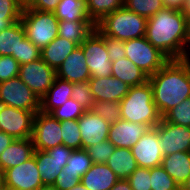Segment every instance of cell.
Wrapping results in <instances>:
<instances>
[{
  "label": "cell",
  "mask_w": 190,
  "mask_h": 190,
  "mask_svg": "<svg viewBox=\"0 0 190 190\" xmlns=\"http://www.w3.org/2000/svg\"><path fill=\"white\" fill-rule=\"evenodd\" d=\"M145 38L170 60L187 58L186 16L164 8L148 18Z\"/></svg>",
  "instance_id": "1"
},
{
  "label": "cell",
  "mask_w": 190,
  "mask_h": 190,
  "mask_svg": "<svg viewBox=\"0 0 190 190\" xmlns=\"http://www.w3.org/2000/svg\"><path fill=\"white\" fill-rule=\"evenodd\" d=\"M153 90V102L161 116L190 98V56L169 60L148 79Z\"/></svg>",
  "instance_id": "2"
},
{
  "label": "cell",
  "mask_w": 190,
  "mask_h": 190,
  "mask_svg": "<svg viewBox=\"0 0 190 190\" xmlns=\"http://www.w3.org/2000/svg\"><path fill=\"white\" fill-rule=\"evenodd\" d=\"M121 119L145 124L155 128L162 119L156 104L153 102V90L146 83L130 87L128 94L120 101Z\"/></svg>",
  "instance_id": "3"
},
{
  "label": "cell",
  "mask_w": 190,
  "mask_h": 190,
  "mask_svg": "<svg viewBox=\"0 0 190 190\" xmlns=\"http://www.w3.org/2000/svg\"><path fill=\"white\" fill-rule=\"evenodd\" d=\"M147 20L123 6L104 16L95 26L104 35L126 41L145 36Z\"/></svg>",
  "instance_id": "4"
},
{
  "label": "cell",
  "mask_w": 190,
  "mask_h": 190,
  "mask_svg": "<svg viewBox=\"0 0 190 190\" xmlns=\"http://www.w3.org/2000/svg\"><path fill=\"white\" fill-rule=\"evenodd\" d=\"M26 37L40 50L58 36L59 20L54 12L24 8L20 19Z\"/></svg>",
  "instance_id": "5"
},
{
  "label": "cell",
  "mask_w": 190,
  "mask_h": 190,
  "mask_svg": "<svg viewBox=\"0 0 190 190\" xmlns=\"http://www.w3.org/2000/svg\"><path fill=\"white\" fill-rule=\"evenodd\" d=\"M126 58L151 76L161 69L170 59L155 48L145 36L124 41Z\"/></svg>",
  "instance_id": "6"
},
{
  "label": "cell",
  "mask_w": 190,
  "mask_h": 190,
  "mask_svg": "<svg viewBox=\"0 0 190 190\" xmlns=\"http://www.w3.org/2000/svg\"><path fill=\"white\" fill-rule=\"evenodd\" d=\"M0 104L26 111H40V99L19 77L0 83Z\"/></svg>",
  "instance_id": "7"
},
{
  "label": "cell",
  "mask_w": 190,
  "mask_h": 190,
  "mask_svg": "<svg viewBox=\"0 0 190 190\" xmlns=\"http://www.w3.org/2000/svg\"><path fill=\"white\" fill-rule=\"evenodd\" d=\"M80 46L86 57L91 77L103 78L112 74V62L109 59L104 39L96 30Z\"/></svg>",
  "instance_id": "8"
},
{
  "label": "cell",
  "mask_w": 190,
  "mask_h": 190,
  "mask_svg": "<svg viewBox=\"0 0 190 190\" xmlns=\"http://www.w3.org/2000/svg\"><path fill=\"white\" fill-rule=\"evenodd\" d=\"M38 111H26L0 104L1 131L14 139H29L33 134V120Z\"/></svg>",
  "instance_id": "9"
},
{
  "label": "cell",
  "mask_w": 190,
  "mask_h": 190,
  "mask_svg": "<svg viewBox=\"0 0 190 190\" xmlns=\"http://www.w3.org/2000/svg\"><path fill=\"white\" fill-rule=\"evenodd\" d=\"M73 150L65 145H58L46 151L34 150L36 165L43 185H53L58 174L66 166Z\"/></svg>",
  "instance_id": "10"
},
{
  "label": "cell",
  "mask_w": 190,
  "mask_h": 190,
  "mask_svg": "<svg viewBox=\"0 0 190 190\" xmlns=\"http://www.w3.org/2000/svg\"><path fill=\"white\" fill-rule=\"evenodd\" d=\"M32 141L34 150L39 151L62 145L61 121L48 113L38 111L33 120Z\"/></svg>",
  "instance_id": "11"
},
{
  "label": "cell",
  "mask_w": 190,
  "mask_h": 190,
  "mask_svg": "<svg viewBox=\"0 0 190 190\" xmlns=\"http://www.w3.org/2000/svg\"><path fill=\"white\" fill-rule=\"evenodd\" d=\"M18 77L41 99L52 87L56 78V70L39 58L20 65Z\"/></svg>",
  "instance_id": "12"
},
{
  "label": "cell",
  "mask_w": 190,
  "mask_h": 190,
  "mask_svg": "<svg viewBox=\"0 0 190 190\" xmlns=\"http://www.w3.org/2000/svg\"><path fill=\"white\" fill-rule=\"evenodd\" d=\"M3 175L5 190H38L43 185L34 155L24 163L7 169Z\"/></svg>",
  "instance_id": "13"
},
{
  "label": "cell",
  "mask_w": 190,
  "mask_h": 190,
  "mask_svg": "<svg viewBox=\"0 0 190 190\" xmlns=\"http://www.w3.org/2000/svg\"><path fill=\"white\" fill-rule=\"evenodd\" d=\"M164 156L190 151V127L179 126L161 119L155 127Z\"/></svg>",
  "instance_id": "14"
},
{
  "label": "cell",
  "mask_w": 190,
  "mask_h": 190,
  "mask_svg": "<svg viewBox=\"0 0 190 190\" xmlns=\"http://www.w3.org/2000/svg\"><path fill=\"white\" fill-rule=\"evenodd\" d=\"M131 152L138 167L150 169L161 166L164 155L158 131L155 128H150L131 148Z\"/></svg>",
  "instance_id": "15"
},
{
  "label": "cell",
  "mask_w": 190,
  "mask_h": 190,
  "mask_svg": "<svg viewBox=\"0 0 190 190\" xmlns=\"http://www.w3.org/2000/svg\"><path fill=\"white\" fill-rule=\"evenodd\" d=\"M82 138V149H88L96 143L108 139L110 124L92 110H86L78 119Z\"/></svg>",
  "instance_id": "16"
},
{
  "label": "cell",
  "mask_w": 190,
  "mask_h": 190,
  "mask_svg": "<svg viewBox=\"0 0 190 190\" xmlns=\"http://www.w3.org/2000/svg\"><path fill=\"white\" fill-rule=\"evenodd\" d=\"M149 129L145 124L120 119L110 125L108 140L115 147L131 149Z\"/></svg>",
  "instance_id": "17"
},
{
  "label": "cell",
  "mask_w": 190,
  "mask_h": 190,
  "mask_svg": "<svg viewBox=\"0 0 190 190\" xmlns=\"http://www.w3.org/2000/svg\"><path fill=\"white\" fill-rule=\"evenodd\" d=\"M94 101L120 102L129 92V85L112 75L108 77H91L88 80Z\"/></svg>",
  "instance_id": "18"
},
{
  "label": "cell",
  "mask_w": 190,
  "mask_h": 190,
  "mask_svg": "<svg viewBox=\"0 0 190 190\" xmlns=\"http://www.w3.org/2000/svg\"><path fill=\"white\" fill-rule=\"evenodd\" d=\"M56 77L71 83L87 82L91 74L81 46H78L56 70Z\"/></svg>",
  "instance_id": "19"
},
{
  "label": "cell",
  "mask_w": 190,
  "mask_h": 190,
  "mask_svg": "<svg viewBox=\"0 0 190 190\" xmlns=\"http://www.w3.org/2000/svg\"><path fill=\"white\" fill-rule=\"evenodd\" d=\"M34 145L32 138L15 139L0 154V171L5 172L7 169L24 163L33 156Z\"/></svg>",
  "instance_id": "20"
},
{
  "label": "cell",
  "mask_w": 190,
  "mask_h": 190,
  "mask_svg": "<svg viewBox=\"0 0 190 190\" xmlns=\"http://www.w3.org/2000/svg\"><path fill=\"white\" fill-rule=\"evenodd\" d=\"M118 180L106 163H93L80 182L89 190H110Z\"/></svg>",
  "instance_id": "21"
},
{
  "label": "cell",
  "mask_w": 190,
  "mask_h": 190,
  "mask_svg": "<svg viewBox=\"0 0 190 190\" xmlns=\"http://www.w3.org/2000/svg\"><path fill=\"white\" fill-rule=\"evenodd\" d=\"M73 83L55 78L52 87L40 99V111L50 114L54 109L64 105L72 98Z\"/></svg>",
  "instance_id": "22"
},
{
  "label": "cell",
  "mask_w": 190,
  "mask_h": 190,
  "mask_svg": "<svg viewBox=\"0 0 190 190\" xmlns=\"http://www.w3.org/2000/svg\"><path fill=\"white\" fill-rule=\"evenodd\" d=\"M77 47L78 45L76 43L57 36L41 50V58L48 66L57 70Z\"/></svg>",
  "instance_id": "23"
},
{
  "label": "cell",
  "mask_w": 190,
  "mask_h": 190,
  "mask_svg": "<svg viewBox=\"0 0 190 190\" xmlns=\"http://www.w3.org/2000/svg\"><path fill=\"white\" fill-rule=\"evenodd\" d=\"M161 166L181 187L190 175V151L164 156Z\"/></svg>",
  "instance_id": "24"
},
{
  "label": "cell",
  "mask_w": 190,
  "mask_h": 190,
  "mask_svg": "<svg viewBox=\"0 0 190 190\" xmlns=\"http://www.w3.org/2000/svg\"><path fill=\"white\" fill-rule=\"evenodd\" d=\"M111 75L129 85V87L142 85L149 79L147 74L126 57L112 62Z\"/></svg>",
  "instance_id": "25"
},
{
  "label": "cell",
  "mask_w": 190,
  "mask_h": 190,
  "mask_svg": "<svg viewBox=\"0 0 190 190\" xmlns=\"http://www.w3.org/2000/svg\"><path fill=\"white\" fill-rule=\"evenodd\" d=\"M94 30L95 24L91 20H59L58 36L80 46Z\"/></svg>",
  "instance_id": "26"
},
{
  "label": "cell",
  "mask_w": 190,
  "mask_h": 190,
  "mask_svg": "<svg viewBox=\"0 0 190 190\" xmlns=\"http://www.w3.org/2000/svg\"><path fill=\"white\" fill-rule=\"evenodd\" d=\"M26 38L21 21L0 32V56H12L18 62V48Z\"/></svg>",
  "instance_id": "27"
},
{
  "label": "cell",
  "mask_w": 190,
  "mask_h": 190,
  "mask_svg": "<svg viewBox=\"0 0 190 190\" xmlns=\"http://www.w3.org/2000/svg\"><path fill=\"white\" fill-rule=\"evenodd\" d=\"M106 164L119 179H127L137 168L131 149L116 147Z\"/></svg>",
  "instance_id": "28"
},
{
  "label": "cell",
  "mask_w": 190,
  "mask_h": 190,
  "mask_svg": "<svg viewBox=\"0 0 190 190\" xmlns=\"http://www.w3.org/2000/svg\"><path fill=\"white\" fill-rule=\"evenodd\" d=\"M54 14L58 20H91L86 11L85 0H60Z\"/></svg>",
  "instance_id": "29"
},
{
  "label": "cell",
  "mask_w": 190,
  "mask_h": 190,
  "mask_svg": "<svg viewBox=\"0 0 190 190\" xmlns=\"http://www.w3.org/2000/svg\"><path fill=\"white\" fill-rule=\"evenodd\" d=\"M85 3L88 17L94 24L124 6V0H85Z\"/></svg>",
  "instance_id": "30"
},
{
  "label": "cell",
  "mask_w": 190,
  "mask_h": 190,
  "mask_svg": "<svg viewBox=\"0 0 190 190\" xmlns=\"http://www.w3.org/2000/svg\"><path fill=\"white\" fill-rule=\"evenodd\" d=\"M93 162L86 149L73 150L63 171L71 172L79 180L91 168Z\"/></svg>",
  "instance_id": "31"
},
{
  "label": "cell",
  "mask_w": 190,
  "mask_h": 190,
  "mask_svg": "<svg viewBox=\"0 0 190 190\" xmlns=\"http://www.w3.org/2000/svg\"><path fill=\"white\" fill-rule=\"evenodd\" d=\"M22 11L17 0H0V32L19 21Z\"/></svg>",
  "instance_id": "32"
},
{
  "label": "cell",
  "mask_w": 190,
  "mask_h": 190,
  "mask_svg": "<svg viewBox=\"0 0 190 190\" xmlns=\"http://www.w3.org/2000/svg\"><path fill=\"white\" fill-rule=\"evenodd\" d=\"M62 145L72 150L82 149L78 120L61 121Z\"/></svg>",
  "instance_id": "33"
},
{
  "label": "cell",
  "mask_w": 190,
  "mask_h": 190,
  "mask_svg": "<svg viewBox=\"0 0 190 190\" xmlns=\"http://www.w3.org/2000/svg\"><path fill=\"white\" fill-rule=\"evenodd\" d=\"M124 6L147 19L165 8L162 0H124Z\"/></svg>",
  "instance_id": "34"
},
{
  "label": "cell",
  "mask_w": 190,
  "mask_h": 190,
  "mask_svg": "<svg viewBox=\"0 0 190 190\" xmlns=\"http://www.w3.org/2000/svg\"><path fill=\"white\" fill-rule=\"evenodd\" d=\"M162 119L175 125L190 127V98L168 110Z\"/></svg>",
  "instance_id": "35"
},
{
  "label": "cell",
  "mask_w": 190,
  "mask_h": 190,
  "mask_svg": "<svg viewBox=\"0 0 190 190\" xmlns=\"http://www.w3.org/2000/svg\"><path fill=\"white\" fill-rule=\"evenodd\" d=\"M151 190H180L176 181L162 166L150 168Z\"/></svg>",
  "instance_id": "36"
},
{
  "label": "cell",
  "mask_w": 190,
  "mask_h": 190,
  "mask_svg": "<svg viewBox=\"0 0 190 190\" xmlns=\"http://www.w3.org/2000/svg\"><path fill=\"white\" fill-rule=\"evenodd\" d=\"M91 110L110 125L121 119V108L118 101H98L93 104Z\"/></svg>",
  "instance_id": "37"
},
{
  "label": "cell",
  "mask_w": 190,
  "mask_h": 190,
  "mask_svg": "<svg viewBox=\"0 0 190 190\" xmlns=\"http://www.w3.org/2000/svg\"><path fill=\"white\" fill-rule=\"evenodd\" d=\"M85 111L79 103L70 98L64 105L54 109L50 115L58 121H70L78 120Z\"/></svg>",
  "instance_id": "38"
},
{
  "label": "cell",
  "mask_w": 190,
  "mask_h": 190,
  "mask_svg": "<svg viewBox=\"0 0 190 190\" xmlns=\"http://www.w3.org/2000/svg\"><path fill=\"white\" fill-rule=\"evenodd\" d=\"M72 98L85 110H91L95 103L88 81L73 83Z\"/></svg>",
  "instance_id": "39"
},
{
  "label": "cell",
  "mask_w": 190,
  "mask_h": 190,
  "mask_svg": "<svg viewBox=\"0 0 190 190\" xmlns=\"http://www.w3.org/2000/svg\"><path fill=\"white\" fill-rule=\"evenodd\" d=\"M115 146L107 139L87 149L93 163H106L115 150Z\"/></svg>",
  "instance_id": "40"
},
{
  "label": "cell",
  "mask_w": 190,
  "mask_h": 190,
  "mask_svg": "<svg viewBox=\"0 0 190 190\" xmlns=\"http://www.w3.org/2000/svg\"><path fill=\"white\" fill-rule=\"evenodd\" d=\"M95 30L103 37L111 62L126 57L124 41L104 35L96 26Z\"/></svg>",
  "instance_id": "41"
},
{
  "label": "cell",
  "mask_w": 190,
  "mask_h": 190,
  "mask_svg": "<svg viewBox=\"0 0 190 190\" xmlns=\"http://www.w3.org/2000/svg\"><path fill=\"white\" fill-rule=\"evenodd\" d=\"M39 58H41V50L26 37L18 48V63L27 64Z\"/></svg>",
  "instance_id": "42"
},
{
  "label": "cell",
  "mask_w": 190,
  "mask_h": 190,
  "mask_svg": "<svg viewBox=\"0 0 190 190\" xmlns=\"http://www.w3.org/2000/svg\"><path fill=\"white\" fill-rule=\"evenodd\" d=\"M133 190H151L150 169L138 167L128 178Z\"/></svg>",
  "instance_id": "43"
},
{
  "label": "cell",
  "mask_w": 190,
  "mask_h": 190,
  "mask_svg": "<svg viewBox=\"0 0 190 190\" xmlns=\"http://www.w3.org/2000/svg\"><path fill=\"white\" fill-rule=\"evenodd\" d=\"M20 64L12 56H0V83L19 76Z\"/></svg>",
  "instance_id": "44"
},
{
  "label": "cell",
  "mask_w": 190,
  "mask_h": 190,
  "mask_svg": "<svg viewBox=\"0 0 190 190\" xmlns=\"http://www.w3.org/2000/svg\"><path fill=\"white\" fill-rule=\"evenodd\" d=\"M80 180L75 177L71 172L61 171L53 185H55L59 190H69L76 186Z\"/></svg>",
  "instance_id": "45"
},
{
  "label": "cell",
  "mask_w": 190,
  "mask_h": 190,
  "mask_svg": "<svg viewBox=\"0 0 190 190\" xmlns=\"http://www.w3.org/2000/svg\"><path fill=\"white\" fill-rule=\"evenodd\" d=\"M60 0H35L29 7L42 12H54Z\"/></svg>",
  "instance_id": "46"
},
{
  "label": "cell",
  "mask_w": 190,
  "mask_h": 190,
  "mask_svg": "<svg viewBox=\"0 0 190 190\" xmlns=\"http://www.w3.org/2000/svg\"><path fill=\"white\" fill-rule=\"evenodd\" d=\"M15 139L6 134L5 132H0V154L14 141Z\"/></svg>",
  "instance_id": "47"
},
{
  "label": "cell",
  "mask_w": 190,
  "mask_h": 190,
  "mask_svg": "<svg viewBox=\"0 0 190 190\" xmlns=\"http://www.w3.org/2000/svg\"><path fill=\"white\" fill-rule=\"evenodd\" d=\"M165 8L181 10L184 4V0H162Z\"/></svg>",
  "instance_id": "48"
},
{
  "label": "cell",
  "mask_w": 190,
  "mask_h": 190,
  "mask_svg": "<svg viewBox=\"0 0 190 190\" xmlns=\"http://www.w3.org/2000/svg\"><path fill=\"white\" fill-rule=\"evenodd\" d=\"M110 190H133L127 179H119Z\"/></svg>",
  "instance_id": "49"
},
{
  "label": "cell",
  "mask_w": 190,
  "mask_h": 190,
  "mask_svg": "<svg viewBox=\"0 0 190 190\" xmlns=\"http://www.w3.org/2000/svg\"><path fill=\"white\" fill-rule=\"evenodd\" d=\"M187 24V57L190 56V16L186 17Z\"/></svg>",
  "instance_id": "50"
},
{
  "label": "cell",
  "mask_w": 190,
  "mask_h": 190,
  "mask_svg": "<svg viewBox=\"0 0 190 190\" xmlns=\"http://www.w3.org/2000/svg\"><path fill=\"white\" fill-rule=\"evenodd\" d=\"M186 17L190 16V0H184L183 7L180 10Z\"/></svg>",
  "instance_id": "51"
},
{
  "label": "cell",
  "mask_w": 190,
  "mask_h": 190,
  "mask_svg": "<svg viewBox=\"0 0 190 190\" xmlns=\"http://www.w3.org/2000/svg\"><path fill=\"white\" fill-rule=\"evenodd\" d=\"M35 0H17V3L24 9L30 7Z\"/></svg>",
  "instance_id": "52"
},
{
  "label": "cell",
  "mask_w": 190,
  "mask_h": 190,
  "mask_svg": "<svg viewBox=\"0 0 190 190\" xmlns=\"http://www.w3.org/2000/svg\"><path fill=\"white\" fill-rule=\"evenodd\" d=\"M38 190H59L55 185L46 184L42 185Z\"/></svg>",
  "instance_id": "53"
},
{
  "label": "cell",
  "mask_w": 190,
  "mask_h": 190,
  "mask_svg": "<svg viewBox=\"0 0 190 190\" xmlns=\"http://www.w3.org/2000/svg\"><path fill=\"white\" fill-rule=\"evenodd\" d=\"M180 190H190V175L187 180L181 185Z\"/></svg>",
  "instance_id": "54"
},
{
  "label": "cell",
  "mask_w": 190,
  "mask_h": 190,
  "mask_svg": "<svg viewBox=\"0 0 190 190\" xmlns=\"http://www.w3.org/2000/svg\"><path fill=\"white\" fill-rule=\"evenodd\" d=\"M69 190H89L86 188L81 182H79L76 186L72 187Z\"/></svg>",
  "instance_id": "55"
},
{
  "label": "cell",
  "mask_w": 190,
  "mask_h": 190,
  "mask_svg": "<svg viewBox=\"0 0 190 190\" xmlns=\"http://www.w3.org/2000/svg\"><path fill=\"white\" fill-rule=\"evenodd\" d=\"M0 190H5L4 188V175L3 172L0 171Z\"/></svg>",
  "instance_id": "56"
}]
</instances>
